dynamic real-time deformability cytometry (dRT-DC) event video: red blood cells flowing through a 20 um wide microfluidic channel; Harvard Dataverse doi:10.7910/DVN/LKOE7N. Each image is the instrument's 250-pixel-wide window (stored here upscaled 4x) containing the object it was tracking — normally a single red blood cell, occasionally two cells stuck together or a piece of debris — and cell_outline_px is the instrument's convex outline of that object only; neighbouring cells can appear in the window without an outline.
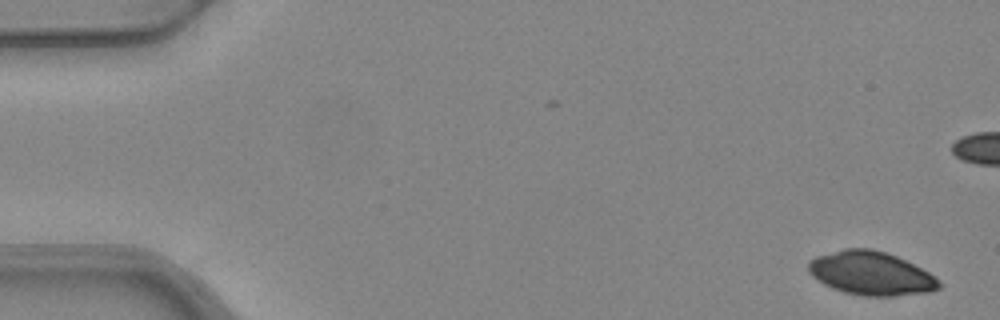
{"species": "common noctule bat (a hibernating species)", "species_latin": "Nyctalus noctula", "temperature_condition": "warm", "stored_images_in_passage": 4, "camera_frame_rate_fps": 3000, "um_per_image_px": 0.085, "animal": {"sex": "female", "body_mass_g": 24.6, "forearm_length_mm": 56.2}, "frame": {"image": 1, "passage_image": 1, "time_ms": 0.0, "image_size_px": [1000, 320], "cell_outline_px": [[940, 288], [928, 292], [892, 296], [864, 296], [844, 292], [832, 288], [824, 284], [812, 276], [808, 272], [808, 260], [816, 256], [844, 248], [872, 248], [896, 256], [928, 272], [940, 280]], "centroid_in_image_um": [74.0, 23.23], "position_along_channel_um": 11.0, "area_um2": 33.12}}
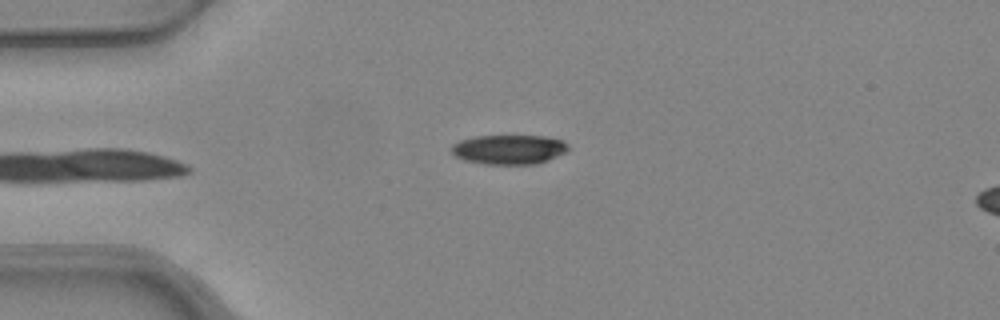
{"frame": {"image": 2, "passage_image": 4, "time_ms": 1.0, "image_size_px": [1000, 320], "cell_outline_px": [[568, 148], [564, 152], [548, 160], [536, 164], [484, 164], [464, 160], [456, 156], [452, 152], [452, 144], [460, 140], [476, 136], [544, 136], [564, 140], [568, 144]], "centroid_in_image_um": [43.26, 12.7], "position_along_channel_um": 41.7, "area_um2": 20.0}}